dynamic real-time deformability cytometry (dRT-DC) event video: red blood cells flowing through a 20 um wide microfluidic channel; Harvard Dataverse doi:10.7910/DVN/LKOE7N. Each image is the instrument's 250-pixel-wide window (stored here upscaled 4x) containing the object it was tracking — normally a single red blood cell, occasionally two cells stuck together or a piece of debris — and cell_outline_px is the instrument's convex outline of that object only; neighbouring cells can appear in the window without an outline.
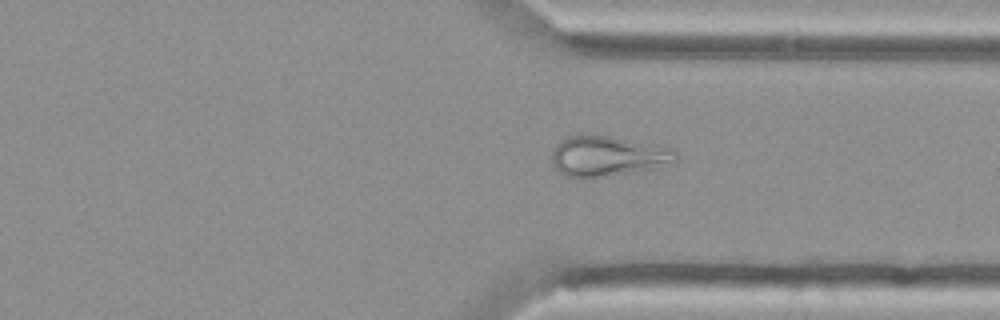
{"species": "Egyptian fruit bat (a non-hibernating species)", "species_latin": "Rousettus aegyptiacus", "temperature_condition": "cold", "stored_images_in_passage": 45, "camera_frame_rate_fps": 3000, "um_per_image_px": 0.085, "animal": {"sex": "female"}, "frame": {"image": 1, "passage_image": 32, "time_ms": 10.333, "image_size_px": [1000, 320], "cell_outline_px": [[680, 160], [676, 164], [640, 172], [584, 180], [564, 176], [552, 164], [552, 148], [560, 140], [568, 136], [608, 136], [676, 148], [680, 156]], "centroid_in_image_um": [51.75, 13.32], "position_along_channel_um": 359.7, "area_um2": 30.29}}
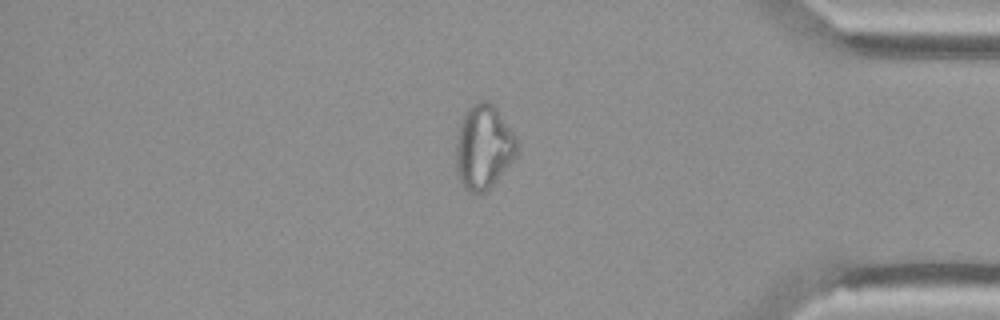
{"frame": {"image": 2, "passage_image": 37, "time_ms": 12.0, "image_size_px": [1000, 320], "cell_outline_px": [[520, 144], [516, 156], [496, 180], [484, 192], [468, 192], [464, 188], [456, 176], [456, 136], [464, 112], [472, 104], [480, 100], [488, 100], [496, 108], [516, 136]], "centroid_in_image_um": [41.09, 12.48], "position_along_channel_um": 394.1, "area_um2": 30.17}}